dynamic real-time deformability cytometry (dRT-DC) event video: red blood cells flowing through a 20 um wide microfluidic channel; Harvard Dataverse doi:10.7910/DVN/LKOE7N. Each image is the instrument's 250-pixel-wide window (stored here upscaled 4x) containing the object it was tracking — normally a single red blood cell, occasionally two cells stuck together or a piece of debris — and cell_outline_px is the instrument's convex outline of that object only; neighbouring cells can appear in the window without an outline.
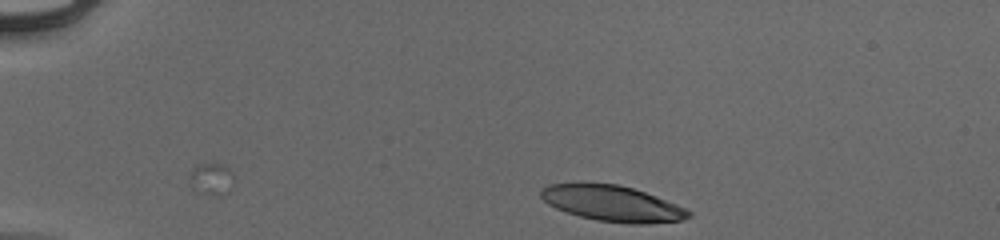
{"species": "human", "species_latin": "Homo sapiens", "temperature_condition": "cold", "stored_images_in_passage": 37, "camera_frame_rate_fps": 3000, "um_per_image_px": 0.085, "donor": {"sex": "male"}, "frame": {"image": 1, "passage_image": 1, "time_ms": 0.0, "image_size_px": [1000, 240], "cell_outline_px": [[692, 216], [684, 220], [648, 224], [628, 224], [596, 220], [580, 216], [556, 208], [548, 204], [540, 196], [540, 192], [548, 184], [616, 184], [632, 188], [656, 196], [688, 208], [692, 212]], "centroid_in_image_um": [52.13, 17.32], "position_along_channel_um": 32.9, "area_um2": 30.63}}
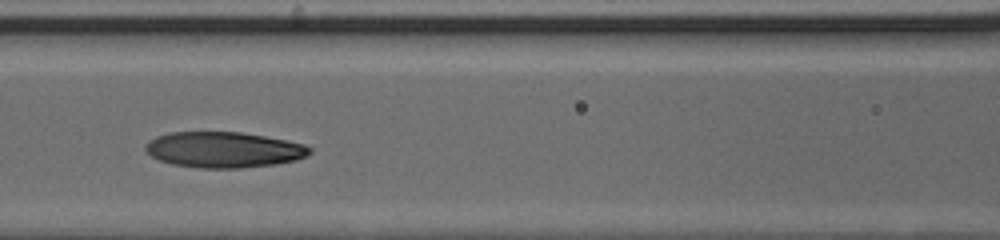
{"frame": {"image": 2, "passage_image": 16, "time_ms": 5.0, "image_size_px": [1000, 240], "cell_outline_px": [[312, 152], [308, 156], [296, 160], [276, 164], [240, 168], [200, 168], [172, 164], [160, 160], [144, 152], [144, 144], [148, 140], [156, 136], [168, 132], [240, 132], [264, 136], [304, 144], [312, 148]], "centroid_in_image_um": [18.99, 12.73], "position_along_channel_um": 147.6, "area_um2": 34.45}}
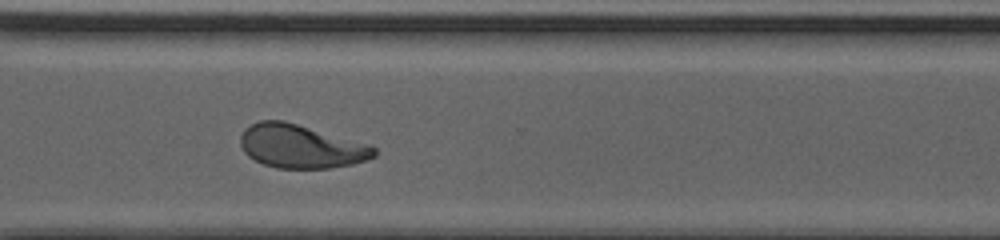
{"frame": {"image": 3, "passage_image": 31, "time_ms": 10.0, "image_size_px": [1000, 240], "cell_outline_px": [[376, 156], [368, 160], [352, 164], [332, 168], [276, 168], [264, 164], [248, 156], [244, 152], [240, 144], [240, 136], [244, 128], [260, 120], [284, 120], [372, 144], [376, 148]], "centroid_in_image_um": [25.61, 12.43], "position_along_channel_um": 345.0, "area_um2": 34.33}, "authors_computed_cell_mechanics": {"area_um2": 34.2176, "velocity_mm_per_s": 3.9497, "shape_relaxation_time_tau1_ms": 8.4036, "shape_relaxation_time_tau2_ms": 1.6473, "deformation_change_tau1": 0.2739, "deformation_change_tau2": 0.0748}}